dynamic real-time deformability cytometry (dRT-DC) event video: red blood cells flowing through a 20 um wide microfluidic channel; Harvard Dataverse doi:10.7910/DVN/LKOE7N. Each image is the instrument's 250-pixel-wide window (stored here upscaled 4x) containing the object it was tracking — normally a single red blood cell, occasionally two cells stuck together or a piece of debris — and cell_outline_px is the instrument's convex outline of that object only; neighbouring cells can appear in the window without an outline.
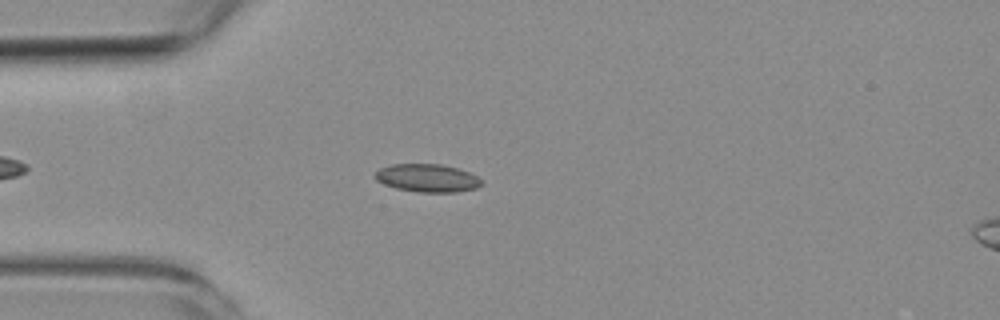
{"species": "common noctule bat (a hibernating species)", "species_latin": "Nyctalus noctula", "temperature_condition": "room temperature", "stored_images_in_passage": 5, "camera_frame_rate_fps": 3000, "um_per_image_px": 0.085, "animal": {"sex": "female", "body_mass_g": 19.3, "forearm_length_mm": 54.1}, "frame": {"image": 1, "passage_image": 5, "time_ms": 4.667, "image_size_px": [1000, 320], "cell_outline_px": [[484, 184], [476, 188], [456, 192], [420, 192], [396, 188], [384, 184], [376, 180], [372, 176], [380, 168], [392, 164], [440, 164], [456, 168], [468, 172], [476, 176]], "centroid_in_image_um": [36.3, 15.13], "position_along_channel_um": 48.7, "area_um2": 17.28}}